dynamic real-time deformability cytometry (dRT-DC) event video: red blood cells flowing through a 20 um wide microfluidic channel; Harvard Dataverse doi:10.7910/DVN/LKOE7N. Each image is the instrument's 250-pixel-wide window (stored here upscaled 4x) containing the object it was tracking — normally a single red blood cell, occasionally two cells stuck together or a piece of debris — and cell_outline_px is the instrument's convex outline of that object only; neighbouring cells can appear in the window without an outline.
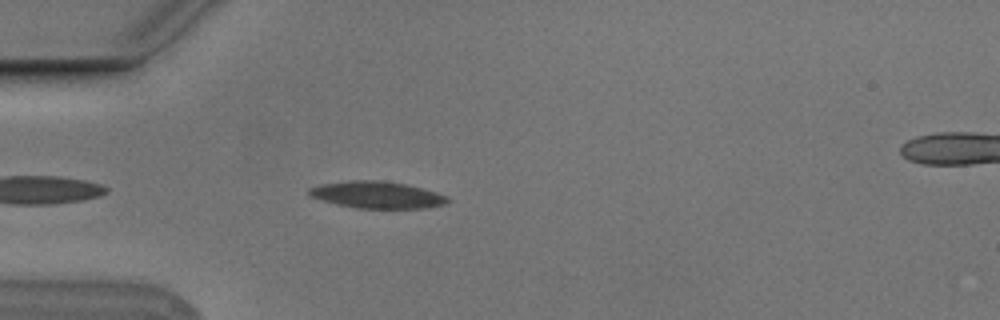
{"species": "Egyptian fruit bat (a non-hibernating species)", "species_latin": "Rousettus aegyptiacus", "temperature_condition": "cold", "stored_images_in_passage": 39, "camera_frame_rate_fps": 3000, "um_per_image_px": 0.085, "animal": {"sex": "male"}, "frame": {"image": 1, "passage_image": 4, "time_ms": 1.0, "image_size_px": [1000, 320], "cell_outline_px": [[448, 200], [444, 204], [424, 208], [356, 208], [336, 204], [308, 196], [308, 188], [320, 184], [352, 180], [380, 180], [404, 184], [436, 192], [448, 196]], "centroid_in_image_um": [31.99, 16.56], "position_along_channel_um": 53.0, "area_um2": 21.56}}
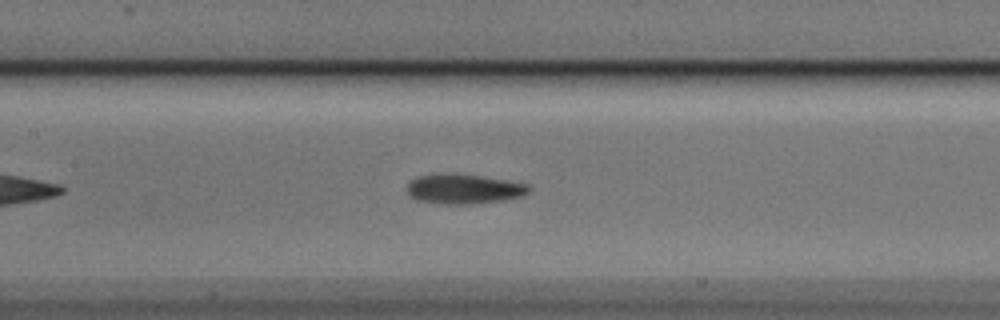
{"frame": {"image": 2, "passage_image": 14, "time_ms": 4.333, "image_size_px": [1000, 320], "cell_outline_px": [[532, 188], [524, 196], [500, 200], [468, 204], [444, 204], [416, 200], [408, 196], [408, 180], [416, 176], [480, 176], [528, 184]], "centroid_in_image_um": [39.43, 16.1], "position_along_channel_um": 168.0, "area_um2": 20.35}}
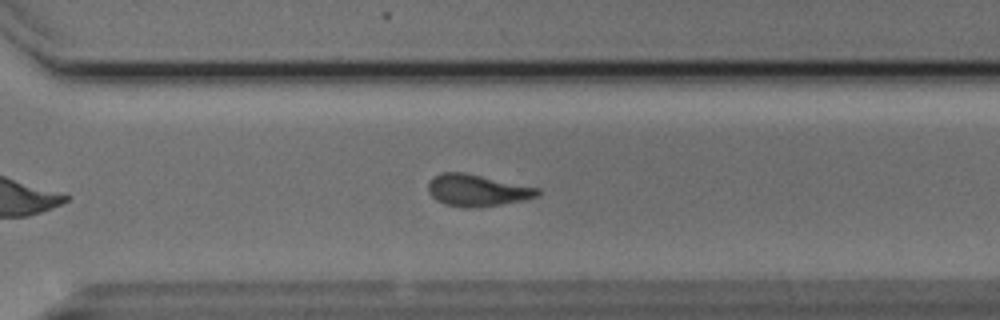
{"frame": {"image": 3, "passage_image": 27, "time_ms": 8.667, "image_size_px": [1000, 320], "cell_outline_px": [[540, 196], [528, 200], [472, 208], [464, 208], [444, 204], [436, 200], [428, 192], [428, 184], [436, 176], [444, 172], [464, 172], [540, 188]], "centroid_in_image_um": [40.6, 16.19], "position_along_channel_um": 330.0, "area_um2": 20.35}, "authors_computed_cell_mechanics": {"area_um2": 20.8658, "velocity_mm_per_s": 3.7497, "shape_relaxation_time_tau1_ms": 5.1882, "shape_relaxation_time_tau2_ms": 4.354, "deformation_change_tau1": 0.1322, "deformation_change_tau2": 0.1289}}